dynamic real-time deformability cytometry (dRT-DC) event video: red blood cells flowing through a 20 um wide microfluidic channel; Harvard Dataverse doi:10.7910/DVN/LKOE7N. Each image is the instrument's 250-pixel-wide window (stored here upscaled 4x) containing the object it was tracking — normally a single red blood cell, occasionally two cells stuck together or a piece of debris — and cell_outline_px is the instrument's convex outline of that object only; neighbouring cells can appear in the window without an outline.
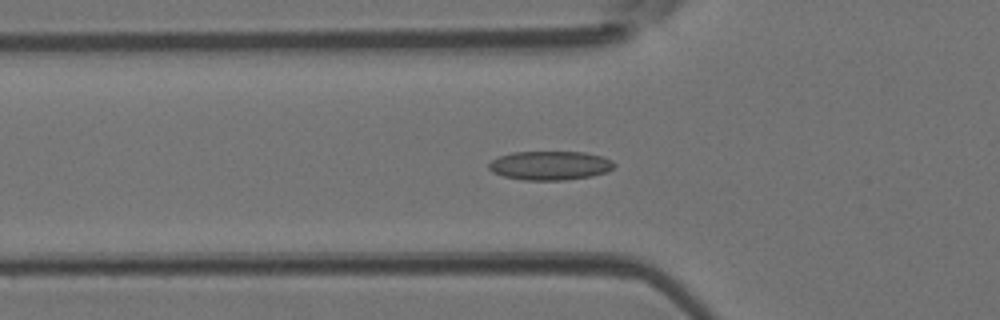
{"species": "Egyptian fruit bat (a non-hibernating species)", "species_latin": "Rousettus aegyptiacus", "temperature_condition": "room temperature", "stored_images_in_passage": 47, "camera_frame_rate_fps": 3000, "um_per_image_px": 0.085, "animal": {"sex": "female"}, "frame": {"image": 1, "passage_image": 15, "time_ms": 4.667, "image_size_px": [1000, 320], "cell_outline_px": [[616, 164], [612, 168], [604, 172], [592, 176], [564, 180], [524, 180], [504, 176], [492, 172], [488, 168], [488, 164], [492, 160], [500, 156], [512, 152], [584, 152], [600, 156], [612, 160]], "centroid_in_image_um": [46.73, 14.07], "position_along_channel_um": 79.1, "area_um2": 21.04}}
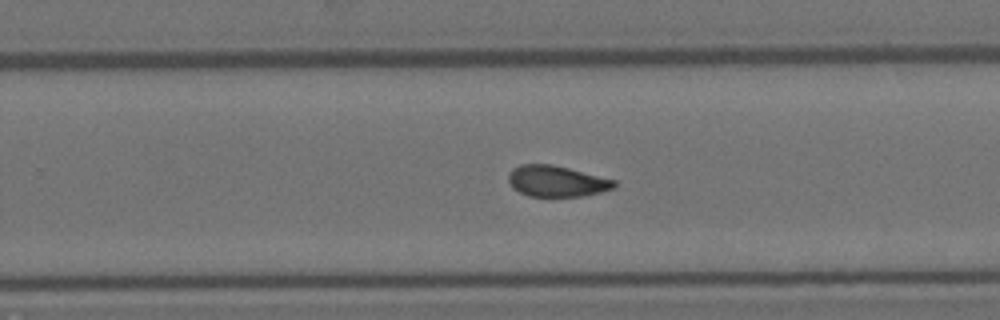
{"frame": {"image": 2, "passage_image": 29, "time_ms": 9.333, "image_size_px": [1000, 320], "cell_outline_px": [[616, 188], [584, 196], [528, 196], [512, 188], [508, 180], [508, 172], [512, 168], [520, 164], [552, 164], [616, 180]], "centroid_in_image_um": [47.29, 15.39], "position_along_channel_um": 282.5, "area_um2": 19.25}}
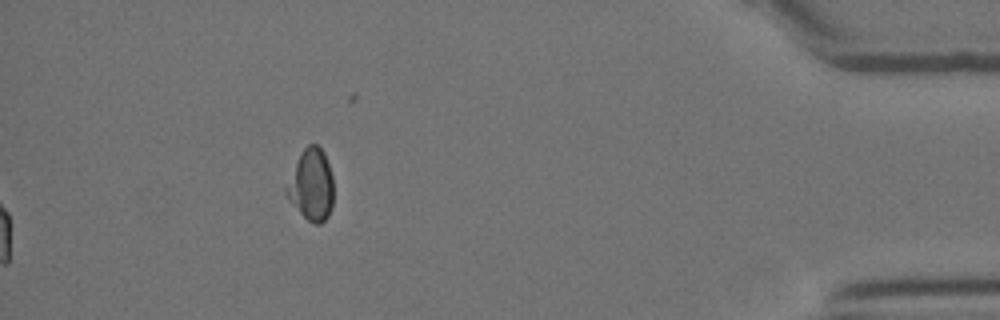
{"frame": {"image": 3, "passage_image": 47, "time_ms": 15.333, "image_size_px": [1000, 320], "cell_outline_px": [[332, 208], [328, 216], [320, 224], [316, 224], [308, 220], [288, 200], [284, 192], [284, 188], [304, 148], [308, 144], [316, 144], [324, 152], [332, 176]], "centroid_in_image_um": [26.45, 15.73], "position_along_channel_um": 408.7, "area_um2": 19.31}}